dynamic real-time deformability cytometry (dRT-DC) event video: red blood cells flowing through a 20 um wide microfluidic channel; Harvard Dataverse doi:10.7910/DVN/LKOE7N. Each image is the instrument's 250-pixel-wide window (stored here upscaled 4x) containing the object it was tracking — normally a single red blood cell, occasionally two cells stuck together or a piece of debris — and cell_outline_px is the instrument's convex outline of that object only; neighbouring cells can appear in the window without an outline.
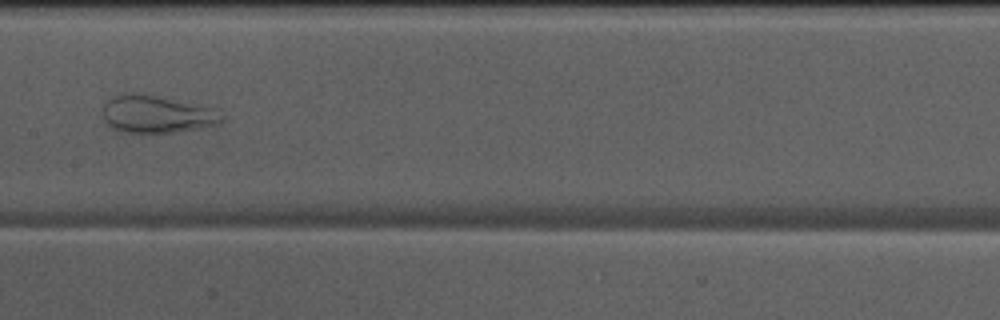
{"species": "Egyptian fruit bat (a non-hibernating species)", "species_latin": "Rousettus aegyptiacus", "temperature_condition": "warm", "stored_images_in_passage": 36, "camera_frame_rate_fps": 3000, "um_per_image_px": 0.085, "animal": {"sex": "male"}, "frame": {"image": 1, "passage_image": 17, "time_ms": 5.333, "image_size_px": [1000, 320], "cell_outline_px": [[224, 120], [220, 124], [176, 132], [116, 132], [108, 128], [104, 116], [104, 104], [112, 96], [120, 92], [144, 92], [212, 108]], "centroid_in_image_um": [13.24, 9.68], "position_along_channel_um": 194.2, "area_um2": 26.3}}